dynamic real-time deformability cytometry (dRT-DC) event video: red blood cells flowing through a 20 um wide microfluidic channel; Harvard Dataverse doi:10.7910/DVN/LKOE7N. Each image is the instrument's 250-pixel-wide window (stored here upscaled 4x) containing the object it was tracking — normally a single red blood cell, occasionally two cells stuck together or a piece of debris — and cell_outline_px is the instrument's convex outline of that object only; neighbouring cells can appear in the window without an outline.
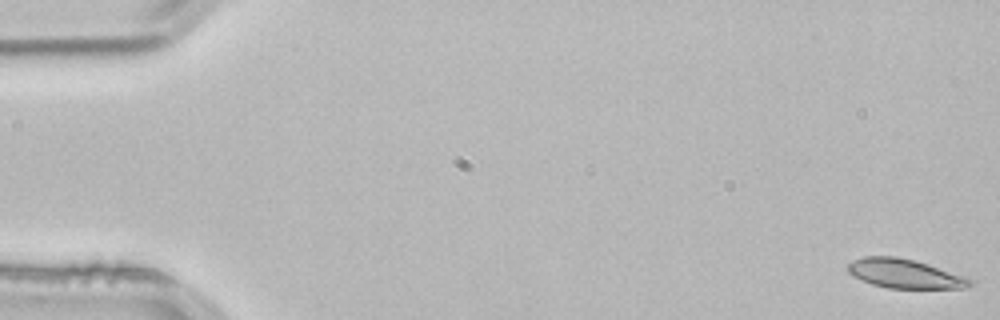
{"species": "common noctule bat (a hibernating species)", "species_latin": "Nyctalus noctula", "temperature_condition": "room temperature", "stored_images_in_passage": 53, "camera_frame_rate_fps": 3000, "um_per_image_px": 0.085, "animal": {"sex": "male", "body_mass_g": 21.5, "forearm_length_mm": 52.0}, "frame": {"image": 1, "passage_image": 1, "time_ms": 0.0, "image_size_px": [1000, 320], "cell_outline_px": [[972, 284], [964, 288], [888, 288], [872, 284], [852, 276], [848, 272], [848, 264], [852, 260], [864, 256], [896, 256], [916, 260], [928, 264], [972, 280]], "centroid_in_image_um": [76.83, 23.25], "position_along_channel_um": 8.2, "area_um2": 20.52}}
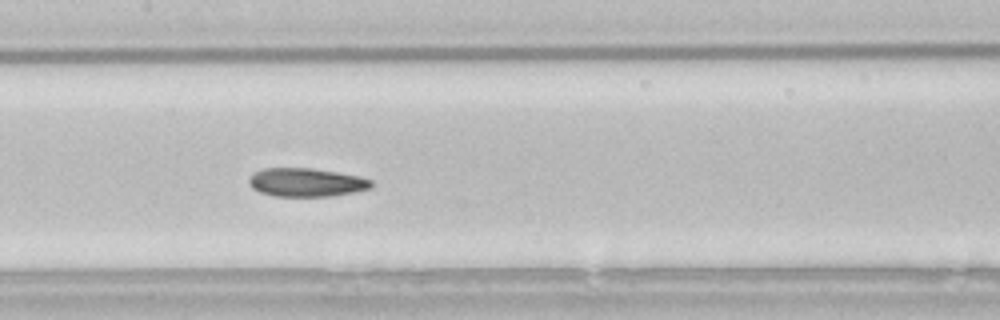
{"frame": {"image": 2, "passage_image": 26, "time_ms": 8.333, "image_size_px": [1000, 320], "cell_outline_px": [[372, 188], [356, 192], [332, 196], [272, 196], [260, 192], [252, 188], [248, 184], [248, 180], [256, 172], [264, 168], [312, 168], [360, 176], [372, 180]], "centroid_in_image_um": [26.06, 15.51], "position_along_channel_um": 181.3, "area_um2": 20.4}}
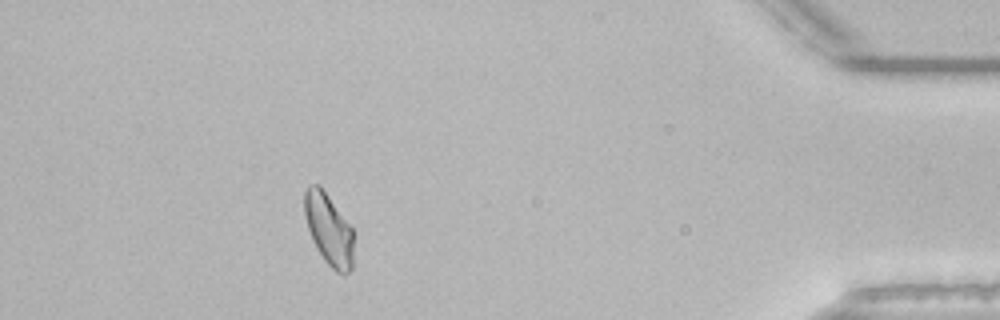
{"frame": {"image": 3, "passage_image": 48, "time_ms": 15.667, "image_size_px": [1000, 320], "cell_outline_px": [[352, 268], [344, 276], [336, 272], [324, 260], [316, 248], [312, 240], [304, 216], [304, 192], [308, 184], [320, 184], [352, 228]], "centroid_in_image_um": [27.91, 19.48], "position_along_channel_um": 407.3, "area_um2": 20.52}, "authors_computed_cell_mechanics": {"area_um2": 20.5768, "velocity_mm_per_s": 3.8186, "shape_relaxation_time_tau1_ms": null, "shape_relaxation_time_tau2_ms": 2.2004, "deformation_change_tau1": null, "deformation_change_tau2": 0.0649}}